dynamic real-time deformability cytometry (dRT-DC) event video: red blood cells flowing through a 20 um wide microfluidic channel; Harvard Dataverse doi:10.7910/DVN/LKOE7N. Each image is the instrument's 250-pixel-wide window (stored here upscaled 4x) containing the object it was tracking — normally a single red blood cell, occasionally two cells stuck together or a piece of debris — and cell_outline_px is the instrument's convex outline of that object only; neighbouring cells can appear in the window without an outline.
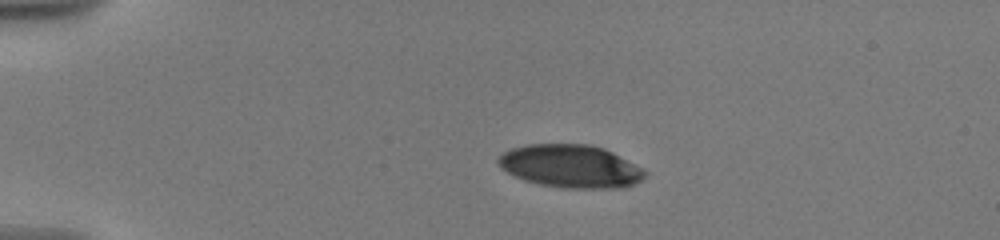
{"species": "human", "species_latin": "Homo sapiens", "temperature_condition": "warm", "stored_images_in_passage": 9, "camera_frame_rate_fps": 3000, "um_per_image_px": 0.085, "donor": {"sex": "male"}, "frame": {"image": 1, "passage_image": 1, "time_ms": 0.0, "image_size_px": [1000, 240], "cell_outline_px": [[648, 176], [636, 184], [624, 188], [564, 188], [540, 184], [524, 180], [500, 168], [496, 160], [504, 152], [512, 148], [524, 144], [588, 144], [604, 148], [644, 168], [648, 172]], "centroid_in_image_um": [48.55, 14.13], "position_along_channel_um": 36.5, "area_um2": 37.05}}
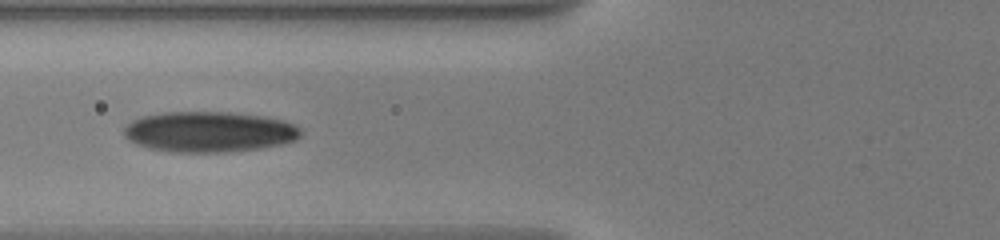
{"frame": {"image": 2, "passage_image": 6, "time_ms": 3.667, "image_size_px": [1000, 240], "cell_outline_px": [[304, 128], [300, 136], [296, 140], [280, 144], [260, 148], [228, 152], [172, 152], [148, 148], [136, 144], [128, 140], [124, 136], [124, 124], [140, 116], [164, 112], [228, 112], [264, 116], [284, 120]], "centroid_in_image_um": [17.77, 11.2], "position_along_channel_um": 108.0, "area_um2": 42.31}}
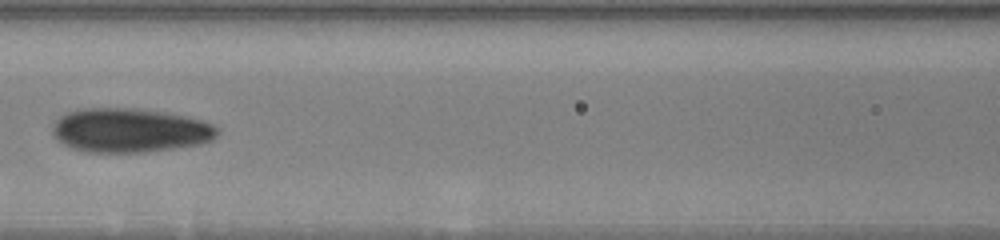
{"frame": {"image": 3, "passage_image": 8, "time_ms": 5.0, "image_size_px": [1000, 240], "cell_outline_px": [[220, 132], [212, 140], [200, 144], [172, 148], [140, 152], [88, 152], [72, 148], [56, 140], [52, 132], [52, 124], [60, 116], [68, 112], [84, 108], [140, 108], [164, 112], [184, 116], [200, 120], [212, 124]], "centroid_in_image_um": [11.0, 11.07], "position_along_channel_um": 155.6, "area_um2": 42.31}}